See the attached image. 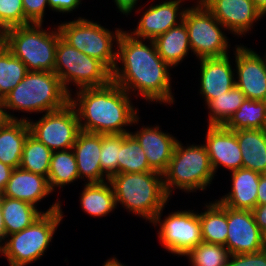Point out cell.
<instances>
[{
    "instance_id": "obj_1",
    "label": "cell",
    "mask_w": 266,
    "mask_h": 266,
    "mask_svg": "<svg viewBox=\"0 0 266 266\" xmlns=\"http://www.w3.org/2000/svg\"><path fill=\"white\" fill-rule=\"evenodd\" d=\"M171 69L158 55L153 40L139 39L122 31L117 43V61L112 71V81L130 96H141L149 104H174Z\"/></svg>"
},
{
    "instance_id": "obj_2",
    "label": "cell",
    "mask_w": 266,
    "mask_h": 266,
    "mask_svg": "<svg viewBox=\"0 0 266 266\" xmlns=\"http://www.w3.org/2000/svg\"><path fill=\"white\" fill-rule=\"evenodd\" d=\"M75 91L76 94L70 95V103L76 109L81 131L102 135L129 134L126 127L138 125L141 117L131 101L132 96L113 81L103 87Z\"/></svg>"
},
{
    "instance_id": "obj_3",
    "label": "cell",
    "mask_w": 266,
    "mask_h": 266,
    "mask_svg": "<svg viewBox=\"0 0 266 266\" xmlns=\"http://www.w3.org/2000/svg\"><path fill=\"white\" fill-rule=\"evenodd\" d=\"M70 103V94L54 72L28 71L20 83L2 100L6 120H19L9 111L47 113ZM8 110V111H7Z\"/></svg>"
},
{
    "instance_id": "obj_4",
    "label": "cell",
    "mask_w": 266,
    "mask_h": 266,
    "mask_svg": "<svg viewBox=\"0 0 266 266\" xmlns=\"http://www.w3.org/2000/svg\"><path fill=\"white\" fill-rule=\"evenodd\" d=\"M113 188L116 206L151 223L169 203L159 172L119 173L108 180Z\"/></svg>"
},
{
    "instance_id": "obj_5",
    "label": "cell",
    "mask_w": 266,
    "mask_h": 266,
    "mask_svg": "<svg viewBox=\"0 0 266 266\" xmlns=\"http://www.w3.org/2000/svg\"><path fill=\"white\" fill-rule=\"evenodd\" d=\"M61 204L58 198L29 227L6 236L0 255L7 259L9 266H27L42 258L63 221Z\"/></svg>"
},
{
    "instance_id": "obj_6",
    "label": "cell",
    "mask_w": 266,
    "mask_h": 266,
    "mask_svg": "<svg viewBox=\"0 0 266 266\" xmlns=\"http://www.w3.org/2000/svg\"><path fill=\"white\" fill-rule=\"evenodd\" d=\"M53 26L49 30L44 29L42 24L34 23L12 27L2 33V42L25 63L28 71L54 72L61 34L57 25Z\"/></svg>"
},
{
    "instance_id": "obj_7",
    "label": "cell",
    "mask_w": 266,
    "mask_h": 266,
    "mask_svg": "<svg viewBox=\"0 0 266 266\" xmlns=\"http://www.w3.org/2000/svg\"><path fill=\"white\" fill-rule=\"evenodd\" d=\"M177 141L166 171L163 173L164 189L170 198L176 189L185 193L204 191L215 175L203 144H186ZM175 188V189H174Z\"/></svg>"
},
{
    "instance_id": "obj_8",
    "label": "cell",
    "mask_w": 266,
    "mask_h": 266,
    "mask_svg": "<svg viewBox=\"0 0 266 266\" xmlns=\"http://www.w3.org/2000/svg\"><path fill=\"white\" fill-rule=\"evenodd\" d=\"M59 24L57 27L61 37L67 43L89 57L99 60L111 72L114 70L117 61L116 48L122 28H115L113 32L97 21L84 17Z\"/></svg>"
},
{
    "instance_id": "obj_9",
    "label": "cell",
    "mask_w": 266,
    "mask_h": 266,
    "mask_svg": "<svg viewBox=\"0 0 266 266\" xmlns=\"http://www.w3.org/2000/svg\"><path fill=\"white\" fill-rule=\"evenodd\" d=\"M54 73L60 78L65 90L103 87L112 81V72L99 60L89 57L72 47L62 37L58 40Z\"/></svg>"
},
{
    "instance_id": "obj_10",
    "label": "cell",
    "mask_w": 266,
    "mask_h": 266,
    "mask_svg": "<svg viewBox=\"0 0 266 266\" xmlns=\"http://www.w3.org/2000/svg\"><path fill=\"white\" fill-rule=\"evenodd\" d=\"M194 3L187 8L183 17L193 55H196L198 60L229 55L231 43L224 33L227 29L202 2Z\"/></svg>"
},
{
    "instance_id": "obj_11",
    "label": "cell",
    "mask_w": 266,
    "mask_h": 266,
    "mask_svg": "<svg viewBox=\"0 0 266 266\" xmlns=\"http://www.w3.org/2000/svg\"><path fill=\"white\" fill-rule=\"evenodd\" d=\"M163 210L165 207L151 223L159 227L158 238L166 251L177 257L184 256L203 242L198 210H177L161 219Z\"/></svg>"
},
{
    "instance_id": "obj_12",
    "label": "cell",
    "mask_w": 266,
    "mask_h": 266,
    "mask_svg": "<svg viewBox=\"0 0 266 266\" xmlns=\"http://www.w3.org/2000/svg\"><path fill=\"white\" fill-rule=\"evenodd\" d=\"M27 121L30 134L52 151L72 149L81 131L76 109L71 103L43 114L38 120Z\"/></svg>"
},
{
    "instance_id": "obj_13",
    "label": "cell",
    "mask_w": 266,
    "mask_h": 266,
    "mask_svg": "<svg viewBox=\"0 0 266 266\" xmlns=\"http://www.w3.org/2000/svg\"><path fill=\"white\" fill-rule=\"evenodd\" d=\"M234 48L236 86L245 98L266 101V54L261 56L241 43Z\"/></svg>"
},
{
    "instance_id": "obj_14",
    "label": "cell",
    "mask_w": 266,
    "mask_h": 266,
    "mask_svg": "<svg viewBox=\"0 0 266 266\" xmlns=\"http://www.w3.org/2000/svg\"><path fill=\"white\" fill-rule=\"evenodd\" d=\"M226 247L230 254H248L265 248V235L256 224L252 211L227 206Z\"/></svg>"
},
{
    "instance_id": "obj_15",
    "label": "cell",
    "mask_w": 266,
    "mask_h": 266,
    "mask_svg": "<svg viewBox=\"0 0 266 266\" xmlns=\"http://www.w3.org/2000/svg\"><path fill=\"white\" fill-rule=\"evenodd\" d=\"M211 14L235 37L251 32L263 17L252 0H201Z\"/></svg>"
},
{
    "instance_id": "obj_16",
    "label": "cell",
    "mask_w": 266,
    "mask_h": 266,
    "mask_svg": "<svg viewBox=\"0 0 266 266\" xmlns=\"http://www.w3.org/2000/svg\"><path fill=\"white\" fill-rule=\"evenodd\" d=\"M158 3L151 4L148 9L145 8V12L142 11V16L138 18L136 28L130 32L128 30V33L139 39L155 40L170 28L183 22L188 8L182 6L186 3L185 0H166Z\"/></svg>"
},
{
    "instance_id": "obj_17",
    "label": "cell",
    "mask_w": 266,
    "mask_h": 266,
    "mask_svg": "<svg viewBox=\"0 0 266 266\" xmlns=\"http://www.w3.org/2000/svg\"><path fill=\"white\" fill-rule=\"evenodd\" d=\"M205 135L203 145L215 174L221 166L230 172L242 168L241 150L234 131L224 126H208Z\"/></svg>"
},
{
    "instance_id": "obj_18",
    "label": "cell",
    "mask_w": 266,
    "mask_h": 266,
    "mask_svg": "<svg viewBox=\"0 0 266 266\" xmlns=\"http://www.w3.org/2000/svg\"><path fill=\"white\" fill-rule=\"evenodd\" d=\"M130 134L138 141L144 150L150 168L163 174L173 155L177 139L172 134L164 133L160 126H141Z\"/></svg>"
},
{
    "instance_id": "obj_19",
    "label": "cell",
    "mask_w": 266,
    "mask_h": 266,
    "mask_svg": "<svg viewBox=\"0 0 266 266\" xmlns=\"http://www.w3.org/2000/svg\"><path fill=\"white\" fill-rule=\"evenodd\" d=\"M230 54L217 57L200 59V90L205 105L216 96L230 91L235 85V68L232 67ZM232 63V65H231Z\"/></svg>"
},
{
    "instance_id": "obj_20",
    "label": "cell",
    "mask_w": 266,
    "mask_h": 266,
    "mask_svg": "<svg viewBox=\"0 0 266 266\" xmlns=\"http://www.w3.org/2000/svg\"><path fill=\"white\" fill-rule=\"evenodd\" d=\"M72 150L77 161L79 178L83 179L84 184L109 180L102 172L100 164L101 134L80 131Z\"/></svg>"
},
{
    "instance_id": "obj_21",
    "label": "cell",
    "mask_w": 266,
    "mask_h": 266,
    "mask_svg": "<svg viewBox=\"0 0 266 266\" xmlns=\"http://www.w3.org/2000/svg\"><path fill=\"white\" fill-rule=\"evenodd\" d=\"M52 193L47 177L18 167L12 170L1 196L18 199L37 207L38 202Z\"/></svg>"
},
{
    "instance_id": "obj_22",
    "label": "cell",
    "mask_w": 266,
    "mask_h": 266,
    "mask_svg": "<svg viewBox=\"0 0 266 266\" xmlns=\"http://www.w3.org/2000/svg\"><path fill=\"white\" fill-rule=\"evenodd\" d=\"M230 173L231 190L217 201L233 209L252 211L257 206V193L261 174L245 168H240Z\"/></svg>"
},
{
    "instance_id": "obj_23",
    "label": "cell",
    "mask_w": 266,
    "mask_h": 266,
    "mask_svg": "<svg viewBox=\"0 0 266 266\" xmlns=\"http://www.w3.org/2000/svg\"><path fill=\"white\" fill-rule=\"evenodd\" d=\"M29 117L19 120H5L0 125V162L18 168L21 163L23 146L30 134Z\"/></svg>"
},
{
    "instance_id": "obj_24",
    "label": "cell",
    "mask_w": 266,
    "mask_h": 266,
    "mask_svg": "<svg viewBox=\"0 0 266 266\" xmlns=\"http://www.w3.org/2000/svg\"><path fill=\"white\" fill-rule=\"evenodd\" d=\"M241 150L242 168L266 174V129L234 131Z\"/></svg>"
},
{
    "instance_id": "obj_25",
    "label": "cell",
    "mask_w": 266,
    "mask_h": 266,
    "mask_svg": "<svg viewBox=\"0 0 266 266\" xmlns=\"http://www.w3.org/2000/svg\"><path fill=\"white\" fill-rule=\"evenodd\" d=\"M153 41L158 55L172 69L181 64L191 50L188 31L184 22L170 28Z\"/></svg>"
},
{
    "instance_id": "obj_26",
    "label": "cell",
    "mask_w": 266,
    "mask_h": 266,
    "mask_svg": "<svg viewBox=\"0 0 266 266\" xmlns=\"http://www.w3.org/2000/svg\"><path fill=\"white\" fill-rule=\"evenodd\" d=\"M83 185L79 201L84 213L102 218L117 208L113 188L109 181Z\"/></svg>"
},
{
    "instance_id": "obj_27",
    "label": "cell",
    "mask_w": 266,
    "mask_h": 266,
    "mask_svg": "<svg viewBox=\"0 0 266 266\" xmlns=\"http://www.w3.org/2000/svg\"><path fill=\"white\" fill-rule=\"evenodd\" d=\"M204 209L198 212L203 242L225 246L228 232L227 206L214 200L206 203Z\"/></svg>"
},
{
    "instance_id": "obj_28",
    "label": "cell",
    "mask_w": 266,
    "mask_h": 266,
    "mask_svg": "<svg viewBox=\"0 0 266 266\" xmlns=\"http://www.w3.org/2000/svg\"><path fill=\"white\" fill-rule=\"evenodd\" d=\"M0 205L6 236L29 227L45 213L30 203L6 196H0Z\"/></svg>"
},
{
    "instance_id": "obj_29",
    "label": "cell",
    "mask_w": 266,
    "mask_h": 266,
    "mask_svg": "<svg viewBox=\"0 0 266 266\" xmlns=\"http://www.w3.org/2000/svg\"><path fill=\"white\" fill-rule=\"evenodd\" d=\"M78 179L80 178L73 150L53 151L48 173L50 189L54 192L58 187L60 192V188Z\"/></svg>"
},
{
    "instance_id": "obj_30",
    "label": "cell",
    "mask_w": 266,
    "mask_h": 266,
    "mask_svg": "<svg viewBox=\"0 0 266 266\" xmlns=\"http://www.w3.org/2000/svg\"><path fill=\"white\" fill-rule=\"evenodd\" d=\"M153 172L144 150L138 141L129 134H119V173Z\"/></svg>"
},
{
    "instance_id": "obj_31",
    "label": "cell",
    "mask_w": 266,
    "mask_h": 266,
    "mask_svg": "<svg viewBox=\"0 0 266 266\" xmlns=\"http://www.w3.org/2000/svg\"><path fill=\"white\" fill-rule=\"evenodd\" d=\"M224 127L228 130L266 129V101L245 98Z\"/></svg>"
},
{
    "instance_id": "obj_32",
    "label": "cell",
    "mask_w": 266,
    "mask_h": 266,
    "mask_svg": "<svg viewBox=\"0 0 266 266\" xmlns=\"http://www.w3.org/2000/svg\"><path fill=\"white\" fill-rule=\"evenodd\" d=\"M244 100L245 95L236 85L230 91L210 100L206 105L209 110L207 126H224Z\"/></svg>"
},
{
    "instance_id": "obj_33",
    "label": "cell",
    "mask_w": 266,
    "mask_h": 266,
    "mask_svg": "<svg viewBox=\"0 0 266 266\" xmlns=\"http://www.w3.org/2000/svg\"><path fill=\"white\" fill-rule=\"evenodd\" d=\"M28 70L23 61L15 57L11 51L0 43V99L15 88L26 76Z\"/></svg>"
},
{
    "instance_id": "obj_34",
    "label": "cell",
    "mask_w": 266,
    "mask_h": 266,
    "mask_svg": "<svg viewBox=\"0 0 266 266\" xmlns=\"http://www.w3.org/2000/svg\"><path fill=\"white\" fill-rule=\"evenodd\" d=\"M52 153V150L29 134L23 146L19 167L48 178Z\"/></svg>"
},
{
    "instance_id": "obj_35",
    "label": "cell",
    "mask_w": 266,
    "mask_h": 266,
    "mask_svg": "<svg viewBox=\"0 0 266 266\" xmlns=\"http://www.w3.org/2000/svg\"><path fill=\"white\" fill-rule=\"evenodd\" d=\"M184 256L190 266H227L230 253L226 246L201 242Z\"/></svg>"
},
{
    "instance_id": "obj_36",
    "label": "cell",
    "mask_w": 266,
    "mask_h": 266,
    "mask_svg": "<svg viewBox=\"0 0 266 266\" xmlns=\"http://www.w3.org/2000/svg\"><path fill=\"white\" fill-rule=\"evenodd\" d=\"M100 164L102 172L110 178L118 174L119 134H101Z\"/></svg>"
},
{
    "instance_id": "obj_37",
    "label": "cell",
    "mask_w": 266,
    "mask_h": 266,
    "mask_svg": "<svg viewBox=\"0 0 266 266\" xmlns=\"http://www.w3.org/2000/svg\"><path fill=\"white\" fill-rule=\"evenodd\" d=\"M26 25L22 0H0V31Z\"/></svg>"
},
{
    "instance_id": "obj_38",
    "label": "cell",
    "mask_w": 266,
    "mask_h": 266,
    "mask_svg": "<svg viewBox=\"0 0 266 266\" xmlns=\"http://www.w3.org/2000/svg\"><path fill=\"white\" fill-rule=\"evenodd\" d=\"M24 14L26 16V25L34 24H44L45 8L48 7V0H22Z\"/></svg>"
},
{
    "instance_id": "obj_39",
    "label": "cell",
    "mask_w": 266,
    "mask_h": 266,
    "mask_svg": "<svg viewBox=\"0 0 266 266\" xmlns=\"http://www.w3.org/2000/svg\"><path fill=\"white\" fill-rule=\"evenodd\" d=\"M227 266H266V248L248 254H230Z\"/></svg>"
},
{
    "instance_id": "obj_40",
    "label": "cell",
    "mask_w": 266,
    "mask_h": 266,
    "mask_svg": "<svg viewBox=\"0 0 266 266\" xmlns=\"http://www.w3.org/2000/svg\"><path fill=\"white\" fill-rule=\"evenodd\" d=\"M82 0H48L49 9L51 11L63 13H73V10L78 9Z\"/></svg>"
},
{
    "instance_id": "obj_41",
    "label": "cell",
    "mask_w": 266,
    "mask_h": 266,
    "mask_svg": "<svg viewBox=\"0 0 266 266\" xmlns=\"http://www.w3.org/2000/svg\"><path fill=\"white\" fill-rule=\"evenodd\" d=\"M256 224L261 232L266 235V205H257L252 210Z\"/></svg>"
},
{
    "instance_id": "obj_42",
    "label": "cell",
    "mask_w": 266,
    "mask_h": 266,
    "mask_svg": "<svg viewBox=\"0 0 266 266\" xmlns=\"http://www.w3.org/2000/svg\"><path fill=\"white\" fill-rule=\"evenodd\" d=\"M139 0H114L116 8L120 11L119 13L126 15L131 14L137 6ZM135 8V9H134Z\"/></svg>"
},
{
    "instance_id": "obj_43",
    "label": "cell",
    "mask_w": 266,
    "mask_h": 266,
    "mask_svg": "<svg viewBox=\"0 0 266 266\" xmlns=\"http://www.w3.org/2000/svg\"><path fill=\"white\" fill-rule=\"evenodd\" d=\"M13 169L11 166L0 162V196L3 194Z\"/></svg>"
},
{
    "instance_id": "obj_44",
    "label": "cell",
    "mask_w": 266,
    "mask_h": 266,
    "mask_svg": "<svg viewBox=\"0 0 266 266\" xmlns=\"http://www.w3.org/2000/svg\"><path fill=\"white\" fill-rule=\"evenodd\" d=\"M257 205H266V174H261L259 178Z\"/></svg>"
},
{
    "instance_id": "obj_45",
    "label": "cell",
    "mask_w": 266,
    "mask_h": 266,
    "mask_svg": "<svg viewBox=\"0 0 266 266\" xmlns=\"http://www.w3.org/2000/svg\"><path fill=\"white\" fill-rule=\"evenodd\" d=\"M5 239H6L5 225H4V220H3V215H2L1 205H0V249L3 246Z\"/></svg>"
},
{
    "instance_id": "obj_46",
    "label": "cell",
    "mask_w": 266,
    "mask_h": 266,
    "mask_svg": "<svg viewBox=\"0 0 266 266\" xmlns=\"http://www.w3.org/2000/svg\"><path fill=\"white\" fill-rule=\"evenodd\" d=\"M254 2L257 10L262 14L263 17L266 16V0H252Z\"/></svg>"
},
{
    "instance_id": "obj_47",
    "label": "cell",
    "mask_w": 266,
    "mask_h": 266,
    "mask_svg": "<svg viewBox=\"0 0 266 266\" xmlns=\"http://www.w3.org/2000/svg\"><path fill=\"white\" fill-rule=\"evenodd\" d=\"M102 266H127V265H124L123 263H121L120 260L118 261L116 257H111L107 259L106 262L102 264Z\"/></svg>"
},
{
    "instance_id": "obj_48",
    "label": "cell",
    "mask_w": 266,
    "mask_h": 266,
    "mask_svg": "<svg viewBox=\"0 0 266 266\" xmlns=\"http://www.w3.org/2000/svg\"><path fill=\"white\" fill-rule=\"evenodd\" d=\"M6 120L3 107H2V100H0V125Z\"/></svg>"
},
{
    "instance_id": "obj_49",
    "label": "cell",
    "mask_w": 266,
    "mask_h": 266,
    "mask_svg": "<svg viewBox=\"0 0 266 266\" xmlns=\"http://www.w3.org/2000/svg\"><path fill=\"white\" fill-rule=\"evenodd\" d=\"M2 42V32L0 31V43Z\"/></svg>"
}]
</instances>
